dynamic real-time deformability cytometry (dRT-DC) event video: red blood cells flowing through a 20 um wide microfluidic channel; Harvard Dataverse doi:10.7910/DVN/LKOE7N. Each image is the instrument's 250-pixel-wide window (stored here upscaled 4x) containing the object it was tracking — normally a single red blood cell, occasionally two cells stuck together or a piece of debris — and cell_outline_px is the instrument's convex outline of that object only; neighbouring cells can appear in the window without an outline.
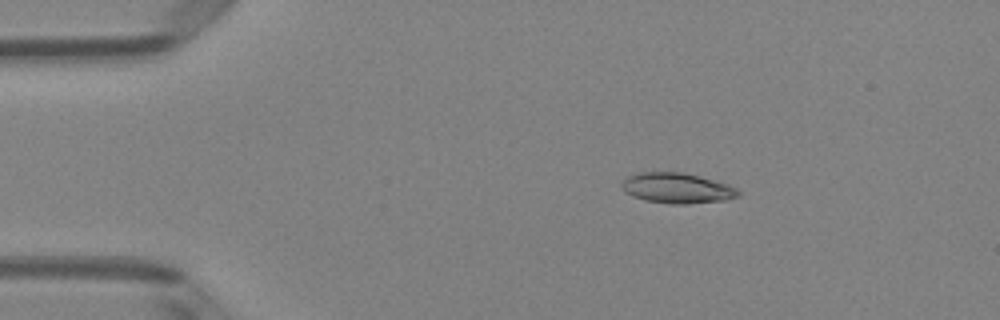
{"species": "Egyptian fruit bat (a non-hibernating species)", "species_latin": "Rousettus aegyptiacus", "temperature_condition": "room temperature", "stored_images_in_passage": 5, "camera_frame_rate_fps": 3000, "um_per_image_px": 0.085, "animal": {"sex": "female"}, "frame": {"image": 1, "passage_image": 3, "time_ms": 0.667, "image_size_px": [1000, 320], "cell_outline_px": [[740, 196], [728, 200], [688, 204], [672, 204], [644, 200], [632, 196], [624, 192], [620, 184], [628, 176], [636, 172], [680, 172], [700, 176], [728, 184], [736, 188], [740, 192]], "centroid_in_image_um": [57.55, 15.99], "position_along_channel_um": 27.5, "area_um2": 20.87}}
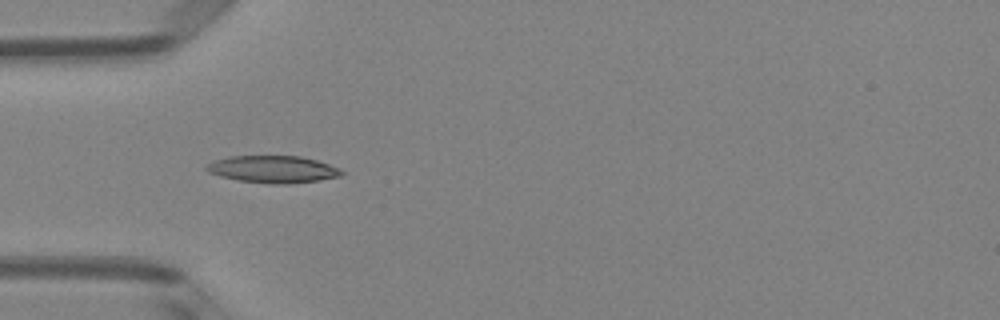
{"frame": {"image": 2, "passage_image": 5, "time_ms": 1.333, "image_size_px": [1000, 320], "cell_outline_px": [[344, 172], [340, 176], [320, 180], [288, 184], [272, 184], [240, 180], [220, 176], [208, 172], [204, 168], [212, 160], [228, 156], [300, 156], [316, 160], [340, 168]], "centroid_in_image_um": [23.19, 14.38], "position_along_channel_um": 61.8, "area_um2": 21.39}}